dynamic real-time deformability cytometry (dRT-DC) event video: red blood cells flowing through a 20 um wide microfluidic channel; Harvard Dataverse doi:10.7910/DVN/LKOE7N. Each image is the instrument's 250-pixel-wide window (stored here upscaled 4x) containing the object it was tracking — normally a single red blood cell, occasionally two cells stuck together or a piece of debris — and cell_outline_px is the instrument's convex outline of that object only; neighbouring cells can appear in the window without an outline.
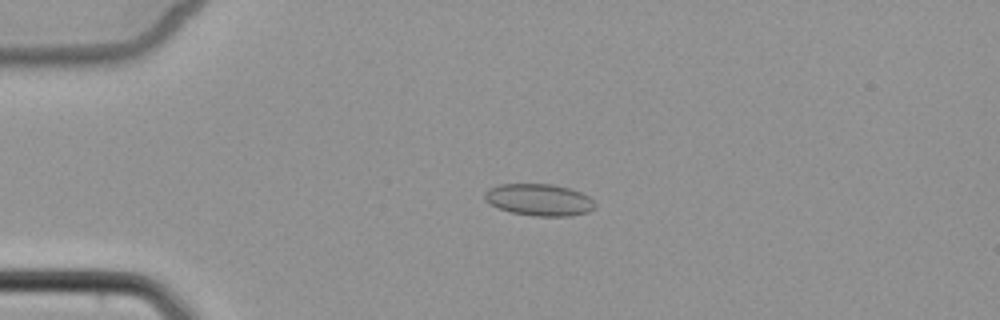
{"species": "common noctule bat (a hibernating species)", "species_latin": "Nyctalus noctula", "temperature_condition": "cold", "stored_images_in_passage": 4, "camera_frame_rate_fps": 3000, "um_per_image_px": 0.085, "animal": {"sex": "female", "body_mass_g": 22.7, "forearm_length_mm": 54.2}, "frame": {"image": 1, "passage_image": 3, "time_ms": 2.667, "image_size_px": [1000, 320], "cell_outline_px": [[596, 208], [588, 212], [572, 216], [536, 216], [512, 212], [488, 204], [484, 200], [484, 192], [488, 188], [500, 184], [552, 184], [568, 188], [580, 192], [588, 196], [596, 204]], "centroid_in_image_um": [45.82, 16.98], "position_along_channel_um": 39.2, "area_um2": 20.58}}